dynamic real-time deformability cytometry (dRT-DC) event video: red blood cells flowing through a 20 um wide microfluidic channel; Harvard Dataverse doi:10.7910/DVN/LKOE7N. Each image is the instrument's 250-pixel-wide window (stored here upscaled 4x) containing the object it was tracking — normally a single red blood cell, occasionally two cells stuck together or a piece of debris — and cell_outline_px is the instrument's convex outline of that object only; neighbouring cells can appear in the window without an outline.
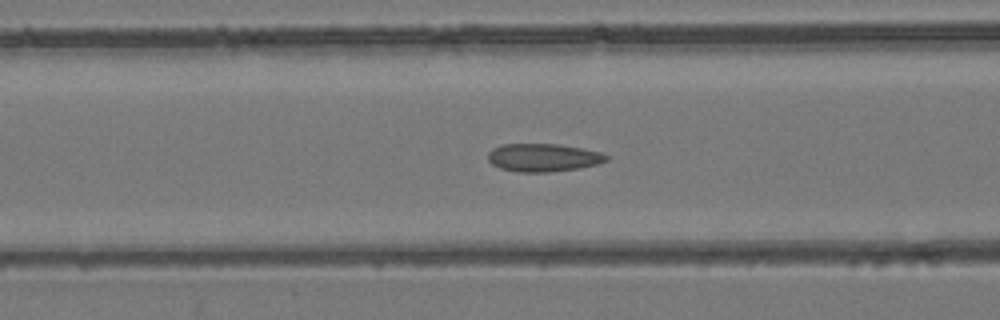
{"species": "common noctule bat (a hibernating species)", "species_latin": "Nyctalus noctula", "temperature_condition": "room temperature", "stored_images_in_passage": 55, "camera_frame_rate_fps": 3000, "um_per_image_px": 0.085, "animal": {"sex": "female", "body_mass_g": 24.6, "forearm_length_mm": 56.2}, "frame": {"image": 1, "passage_image": 23, "time_ms": 7.333, "image_size_px": [1000, 320], "cell_outline_px": [[608, 160], [596, 164], [580, 168], [548, 172], [520, 172], [500, 168], [492, 164], [488, 160], [488, 152], [492, 148], [500, 144], [560, 144], [600, 152], [608, 156]], "centroid_in_image_um": [46.14, 13.39], "position_along_channel_um": 120.5, "area_um2": 19.31}}
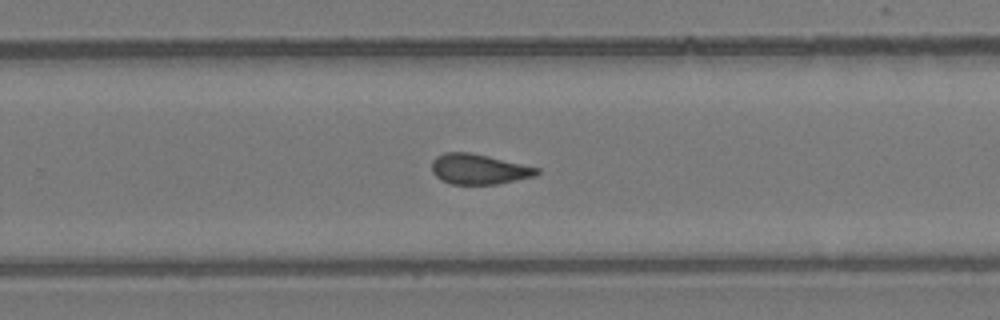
{"frame": {"image": 2, "passage_image": 36, "time_ms": 11.667, "image_size_px": [1000, 320], "cell_outline_px": [[540, 172], [536, 176], [496, 184], [452, 184], [440, 180], [432, 172], [432, 160], [436, 156], [444, 152], [468, 152], [488, 156], [540, 168]], "centroid_in_image_um": [40.69, 14.37], "position_along_channel_um": 289.1, "area_um2": 18.55}}
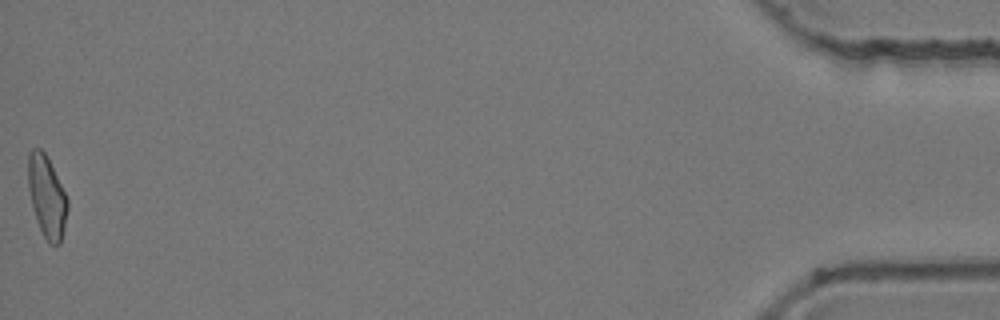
{"frame": {"image": 3, "passage_image": 55, "time_ms": 18.0, "image_size_px": [1000, 320], "cell_outline_px": [[68, 208], [64, 228], [60, 244], [48, 244], [36, 220], [28, 188], [28, 152], [32, 148], [40, 148], [44, 152], [68, 200]], "centroid_in_image_um": [3.97, 16.73], "position_along_channel_um": 431.2, "area_um2": 18.44}, "authors_computed_cell_mechanics": {"area_um2": 19.2474, "velocity_mm_per_s": 3.8947, "shape_relaxation_time_tau1_ms": null, "shape_relaxation_time_tau2_ms": 2.2481, "deformation_change_tau1": null, "deformation_change_tau2": 0.0839}}